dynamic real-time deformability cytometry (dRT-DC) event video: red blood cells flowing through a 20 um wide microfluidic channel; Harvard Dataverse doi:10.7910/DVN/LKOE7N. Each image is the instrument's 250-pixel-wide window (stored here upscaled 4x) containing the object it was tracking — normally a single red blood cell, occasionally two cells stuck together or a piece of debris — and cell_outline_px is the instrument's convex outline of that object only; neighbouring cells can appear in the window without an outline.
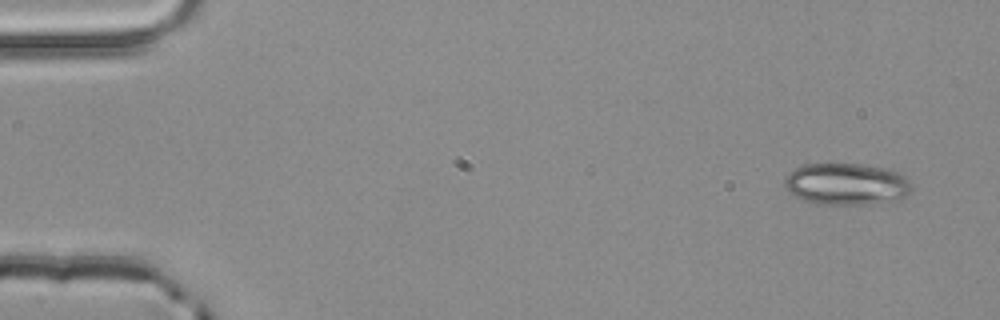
{"species": "common noctule bat (a hibernating species)", "species_latin": "Nyctalus noctula", "temperature_condition": "room temperature", "stored_images_in_passage": 4, "camera_frame_rate_fps": 3000, "um_per_image_px": 0.085, "animal": {"sex": "male", "body_mass_g": 20.4}, "frame": {"image": 1, "passage_image": 1, "time_ms": 0.0, "image_size_px": [1000, 320], "cell_outline_px": [[912, 192], [896, 200], [860, 204], [816, 204], [800, 200], [788, 192], [784, 188], [784, 176], [788, 172], [804, 164], [860, 164], [884, 168], [900, 172], [908, 180], [912, 188]], "centroid_in_image_um": [71.89, 15.64], "position_along_channel_um": 13.1, "area_um2": 31.15}}